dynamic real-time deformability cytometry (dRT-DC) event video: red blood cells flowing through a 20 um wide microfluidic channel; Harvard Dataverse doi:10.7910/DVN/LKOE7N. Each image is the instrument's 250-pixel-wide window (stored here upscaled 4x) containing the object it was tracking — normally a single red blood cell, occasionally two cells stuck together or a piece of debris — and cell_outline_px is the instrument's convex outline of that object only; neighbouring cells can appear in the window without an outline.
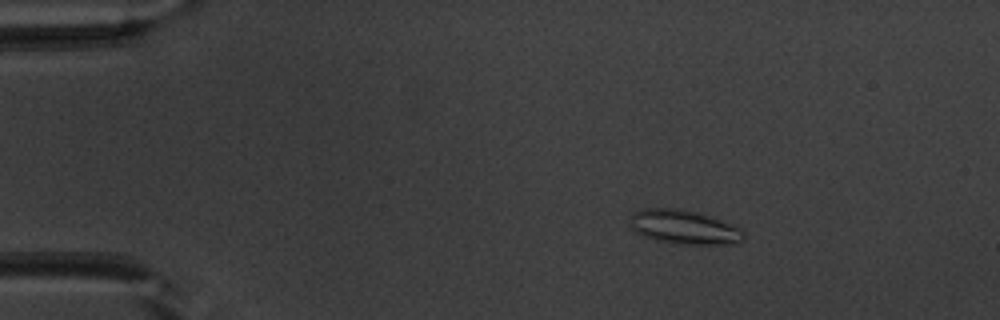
{"species": "common noctule bat (a hibernating species)", "species_latin": "Nyctalus noctula", "temperature_condition": "warm", "stored_images_in_passage": 52, "camera_frame_rate_fps": 3000, "um_per_image_px": 0.085, "animal": {"sex": "male", "body_mass_g": 20.1, "forearm_length_mm": 53.5}, "frame": {"image": 1, "passage_image": 9, "time_ms": 2.667, "image_size_px": [1000, 320], "cell_outline_px": [[744, 240], [732, 244], [672, 244], [656, 240], [644, 236], [636, 232], [632, 228], [632, 212], [644, 208], [676, 208], [696, 212], [708, 216], [740, 228], [744, 232]], "centroid_in_image_um": [58.14, 19.32], "position_along_channel_um": 26.9, "area_um2": 22.37}}
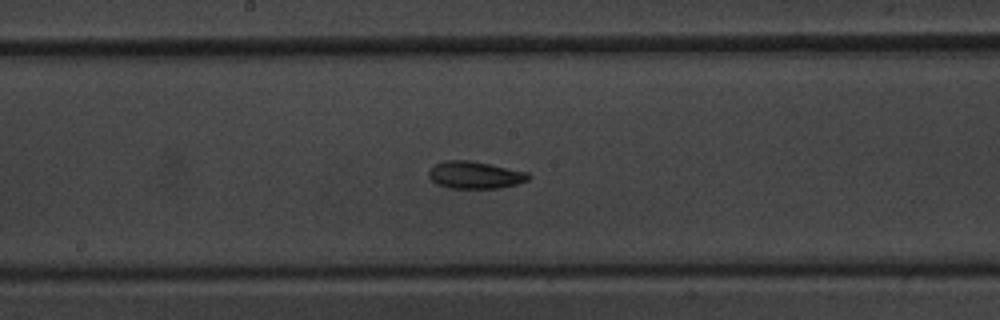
{"frame": {"image": 2, "passage_image": 28, "time_ms": 9.0, "image_size_px": [1000, 320], "cell_outline_px": [[532, 176], [528, 180], [516, 184], [500, 188], [448, 188], [436, 184], [428, 176], [428, 172], [436, 164], [444, 160], [468, 160], [528, 172]], "centroid_in_image_um": [40.37, 14.88], "position_along_channel_um": 207.8, "area_um2": 15.78}}
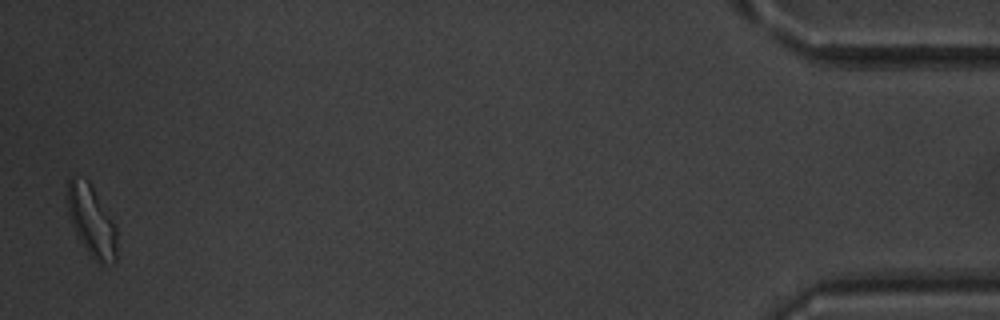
{"frame": {"image": 3, "passage_image": 51, "time_ms": 16.667, "image_size_px": [1000, 320], "cell_outline_px": [[116, 264], [100, 264], [88, 252], [80, 240], [72, 224], [68, 212], [68, 180], [72, 176], [88, 180], [116, 228]], "centroid_in_image_um": [7.79, 18.82], "position_along_channel_um": 427.4, "area_um2": 19.83}, "authors_computed_cell_mechanics": {"area_um2": 16.2129, "velocity_mm_per_s": 3.9712, "shape_relaxation_time_tau1_ms": null, "shape_relaxation_time_tau2_ms": 4.6226, "deformation_change_tau1": null, "deformation_change_tau2": 0.1167}}